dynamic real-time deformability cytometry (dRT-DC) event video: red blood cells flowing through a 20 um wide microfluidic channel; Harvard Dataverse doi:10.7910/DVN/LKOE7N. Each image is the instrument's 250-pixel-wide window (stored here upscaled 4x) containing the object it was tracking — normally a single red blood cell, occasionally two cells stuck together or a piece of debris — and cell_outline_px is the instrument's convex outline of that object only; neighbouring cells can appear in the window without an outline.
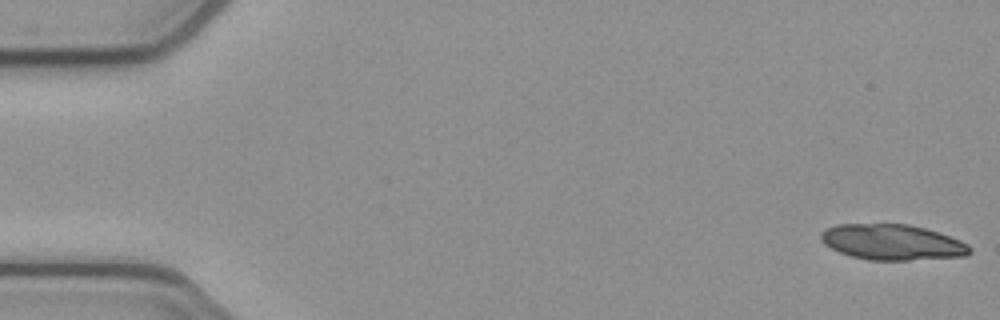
{"species": "common noctule bat (a hibernating species)", "species_latin": "Nyctalus noctula", "temperature_condition": "cold", "stored_images_in_passage": 13, "camera_frame_rate_fps": 3000, "um_per_image_px": 0.085, "animal": {"sex": "female", "body_mass_g": 21.9}, "frame": {"image": 1, "passage_image": 1, "time_ms": 0.0, "image_size_px": [1000, 320], "cell_outline_px": [[972, 252], [968, 256], [908, 260], [868, 260], [852, 256], [840, 252], [824, 244], [820, 240], [820, 232], [836, 224], [908, 224], [924, 228], [960, 240], [968, 244], [972, 248]], "centroid_in_image_um": [75.85, 20.59], "position_along_channel_um": 9.2, "area_um2": 30.87}}